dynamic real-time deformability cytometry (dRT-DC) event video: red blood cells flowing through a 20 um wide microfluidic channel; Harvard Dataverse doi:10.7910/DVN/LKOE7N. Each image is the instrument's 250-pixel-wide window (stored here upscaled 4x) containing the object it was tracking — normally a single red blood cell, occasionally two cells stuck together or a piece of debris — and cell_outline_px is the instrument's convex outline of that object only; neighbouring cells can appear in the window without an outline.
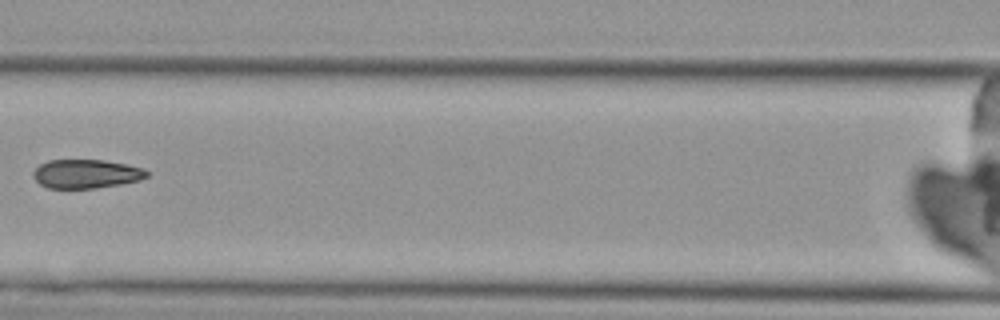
{"species": "Egyptian fruit bat (a non-hibernating species)", "species_latin": "Rousettus aegyptiacus", "temperature_condition": "cold", "stored_images_in_passage": 8, "camera_frame_rate_fps": 3000, "um_per_image_px": 0.085, "animal": {"sex": "female"}, "frame": {"image": 1, "passage_image": 7, "time_ms": 7.0, "image_size_px": [1000, 320], "cell_outline_px": [[148, 176], [140, 180], [120, 184], [96, 188], [48, 188], [40, 184], [32, 176], [32, 172], [40, 164], [48, 160], [104, 160], [128, 164], [144, 168], [148, 172]], "centroid_in_image_um": [7.33, 14.77], "position_along_channel_um": 159.3, "area_um2": 19.19}}
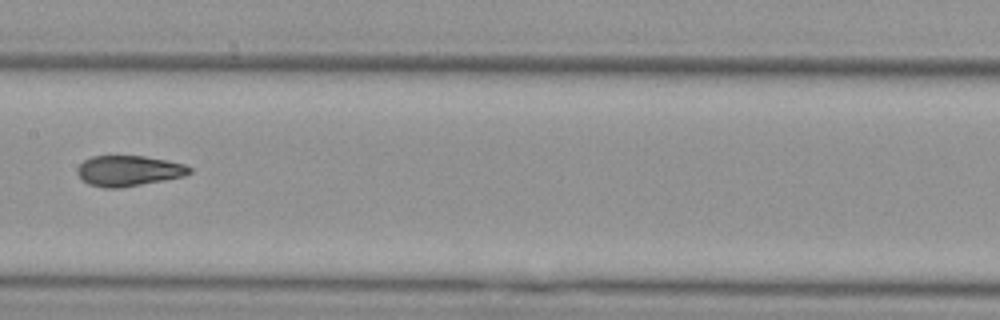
{"frame": {"image": 2, "passage_image": 8, "time_ms": 8.0, "image_size_px": [1000, 320], "cell_outline_px": [[192, 172], [184, 176], [140, 184], [116, 188], [104, 188], [88, 184], [76, 172], [76, 168], [84, 160], [92, 156], [144, 156], [168, 160], [184, 164], [192, 168]], "centroid_in_image_um": [10.93, 14.5], "position_along_channel_um": 196.5, "area_um2": 19.83}}